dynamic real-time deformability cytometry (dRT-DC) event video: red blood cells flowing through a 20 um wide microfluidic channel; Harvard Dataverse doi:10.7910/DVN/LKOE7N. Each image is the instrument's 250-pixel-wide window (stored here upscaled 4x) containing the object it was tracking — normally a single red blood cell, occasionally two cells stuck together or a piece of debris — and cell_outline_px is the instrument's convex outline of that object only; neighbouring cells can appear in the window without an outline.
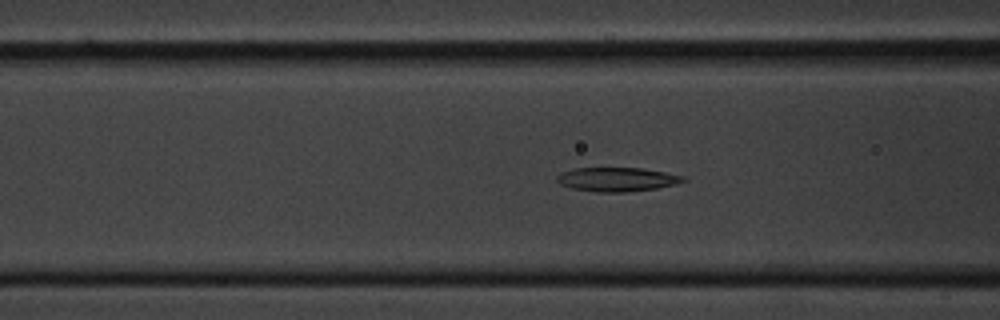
{"species": "common noctule bat (a hibernating species)", "species_latin": "Nyctalus noctula", "temperature_condition": "cold", "stored_images_in_passage": 55, "camera_frame_rate_fps": 3000, "um_per_image_px": 0.085, "animal": {"sex": "male", "body_mass_g": 20.1, "forearm_length_mm": 53.5}, "frame": {"image": 1, "passage_image": 20, "time_ms": 6.333, "image_size_px": [1000, 320], "cell_outline_px": [[688, 180], [676, 184], [656, 188], [628, 192], [596, 192], [572, 188], [560, 184], [556, 180], [556, 176], [560, 172], [576, 168], [640, 168], [664, 172], [684, 176]], "centroid_in_image_um": [52.43, 15.25], "position_along_channel_um": 114.2, "area_um2": 17.69}}
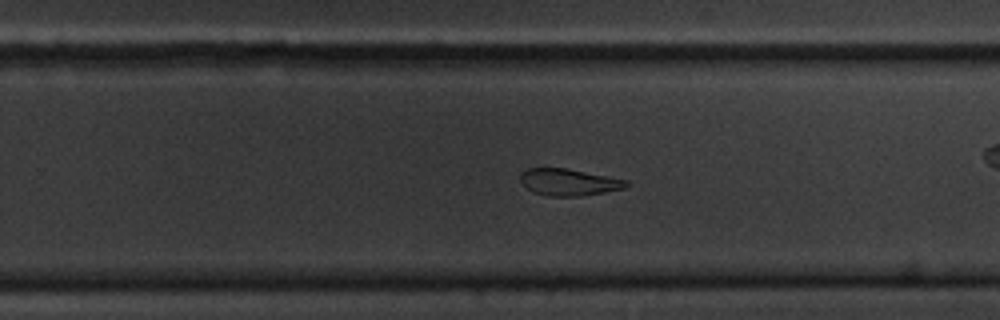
{"frame": {"image": 2, "passage_image": 34, "time_ms": 11.0, "image_size_px": [1000, 320], "cell_outline_px": [[632, 184], [624, 188], [604, 192], [580, 196], [548, 196], [532, 192], [520, 180], [520, 172], [528, 168], [564, 168], [628, 180]], "centroid_in_image_um": [48.35, 15.48], "position_along_channel_um": 281.5, "area_um2": 16.47}}
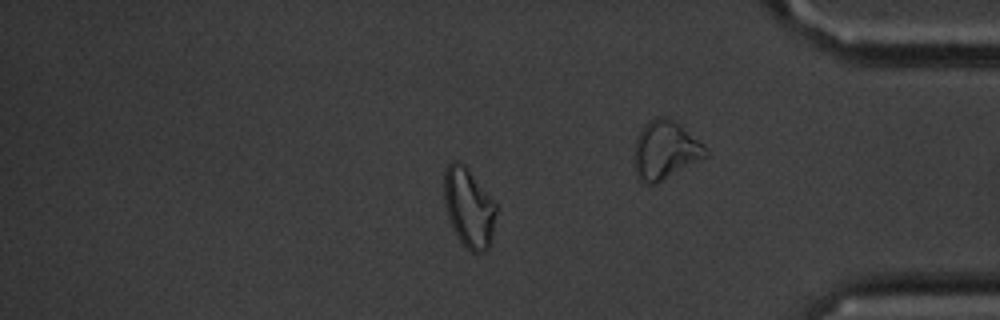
{"frame": {"image": 3, "passage_image": 46, "time_ms": 15.0, "image_size_px": [1000, 320], "cell_outline_px": [[496, 212], [492, 240], [488, 248], [484, 252], [472, 252], [456, 236], [448, 216], [444, 204], [444, 172], [448, 164], [452, 160], [456, 160], [464, 164], [468, 168], [496, 204]], "centroid_in_image_um": [39.84, 17.63], "position_along_channel_um": 395.4, "area_um2": 24.04}, "authors_computed_cell_mechanics": {"area_um2": 18.6694, "velocity_mm_per_s": 3.5879, "shape_relaxation_time_tau1_ms": 4.1636, "shape_relaxation_time_tau2_ms": 6.2446, "deformation_change_tau1": 0.1387, "deformation_change_tau2": 0.1355}}